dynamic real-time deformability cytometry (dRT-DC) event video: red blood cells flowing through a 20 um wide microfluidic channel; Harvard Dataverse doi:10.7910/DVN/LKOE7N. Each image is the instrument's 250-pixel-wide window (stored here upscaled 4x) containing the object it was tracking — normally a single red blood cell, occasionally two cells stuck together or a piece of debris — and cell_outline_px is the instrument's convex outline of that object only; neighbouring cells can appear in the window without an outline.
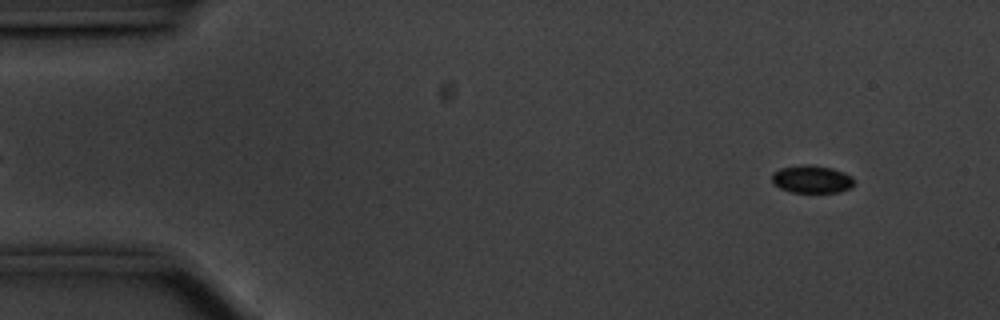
{"species": "common noctule bat (a hibernating species)", "species_latin": "Nyctalus noctula", "temperature_condition": "cold", "stored_images_in_passage": 56, "camera_frame_rate_fps": 3000, "um_per_image_px": 0.085, "animal": {"sex": "male", "body_mass_g": 20.1, "forearm_length_mm": 53.5}, "frame": {"image": 1, "passage_image": 5, "time_ms": 1.333, "image_size_px": [1000, 320], "cell_outline_px": [[856, 184], [852, 188], [840, 192], [792, 192], [780, 188], [772, 180], [772, 172], [780, 168], [804, 164], [812, 164], [832, 168], [844, 172], [852, 176]], "centroid_in_image_um": [69.05, 15.22], "position_along_channel_um": 15.9, "area_um2": 13.47}}
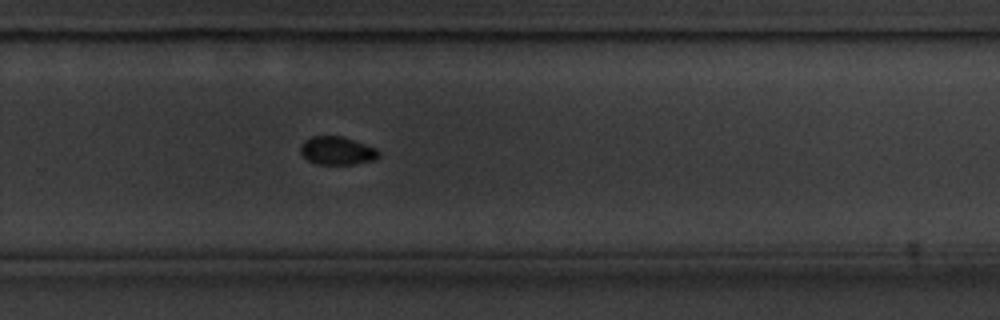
{"frame": {"image": 2, "passage_image": 37, "time_ms": 12.0, "image_size_px": [1000, 320], "cell_outline_px": [[380, 156], [376, 160], [352, 164], [316, 164], [308, 160], [300, 152], [300, 144], [304, 140], [312, 136], [344, 136], [376, 148], [380, 152]], "centroid_in_image_um": [28.66, 12.8], "position_along_channel_um": 301.1, "area_um2": 13.01}}
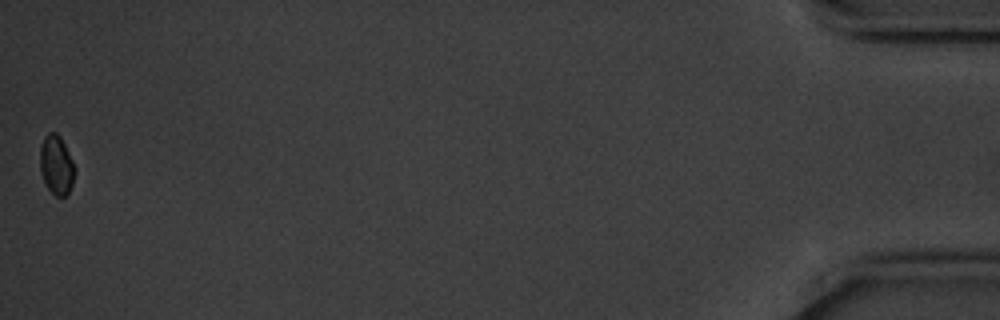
{"frame": {"image": 3, "passage_image": 56, "time_ms": 18.333, "image_size_px": [1000, 320], "cell_outline_px": [[76, 168], [72, 184], [68, 192], [64, 196], [56, 196], [48, 188], [40, 172], [40, 148], [44, 136], [48, 132], [56, 132], [60, 136]], "centroid_in_image_um": [4.79, 14.0], "position_along_channel_um": 430.4, "area_um2": 11.91}, "authors_computed_cell_mechanics": {"area_um2": 13.4674, "velocity_mm_per_s": 3.5517, "shape_relaxation_time_tau1_ms": 4.4891, "shape_relaxation_time_tau2_ms": null, "deformation_change_tau1": 0.1222, "deformation_change_tau2": null}}